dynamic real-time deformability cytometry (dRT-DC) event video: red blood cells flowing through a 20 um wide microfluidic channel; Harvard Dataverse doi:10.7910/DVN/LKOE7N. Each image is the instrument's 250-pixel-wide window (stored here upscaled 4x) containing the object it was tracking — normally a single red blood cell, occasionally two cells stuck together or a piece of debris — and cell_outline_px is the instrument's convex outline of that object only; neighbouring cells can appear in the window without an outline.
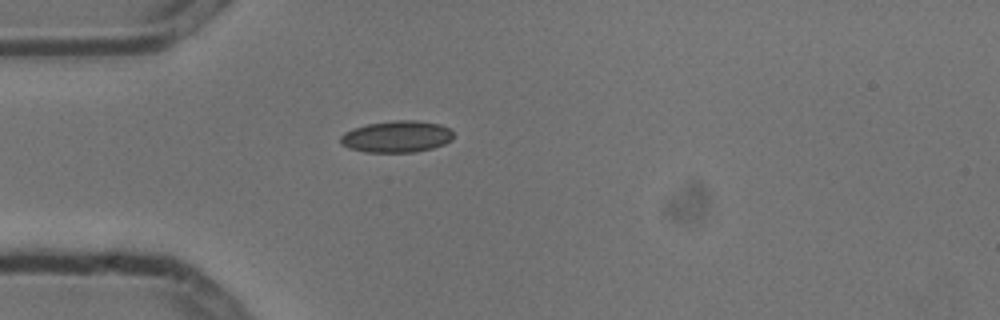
{"species": "common noctule bat (a hibernating species)", "species_latin": "Nyctalus noctula", "temperature_condition": "cold", "stored_images_in_passage": 1, "camera_frame_rate_fps": 3000, "um_per_image_px": 0.085, "animal": {"sex": "male", "body_mass_g": 13.3}, "frame": {"image": 1, "passage_image": 1, "time_ms": 0.0, "image_size_px": [1000, 320], "cell_outline_px": [[452, 140], [444, 144], [432, 148], [416, 152], [364, 152], [348, 148], [340, 144], [340, 136], [344, 132], [352, 128], [368, 124], [392, 120], [416, 120], [440, 124], [448, 128], [452, 132]], "centroid_in_image_um": [33.68, 11.61], "position_along_channel_um": 51.3, "area_um2": 20.98}}